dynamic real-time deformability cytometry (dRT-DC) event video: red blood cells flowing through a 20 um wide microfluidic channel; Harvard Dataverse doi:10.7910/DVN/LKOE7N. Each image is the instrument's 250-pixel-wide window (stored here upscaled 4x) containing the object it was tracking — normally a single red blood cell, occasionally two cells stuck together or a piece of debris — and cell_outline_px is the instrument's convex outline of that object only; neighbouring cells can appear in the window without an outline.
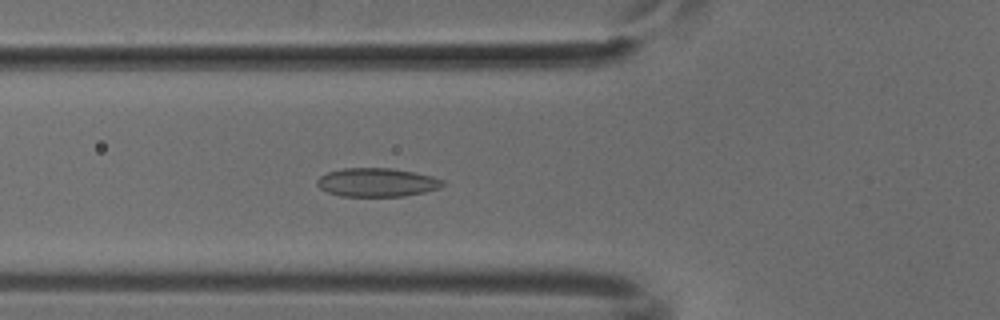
{"species": "common noctule bat (a hibernating species)", "species_latin": "Nyctalus noctula", "temperature_condition": "cold", "stored_images_in_passage": 51, "camera_frame_rate_fps": 3000, "um_per_image_px": 0.085, "animal": {"sex": "male", "body_mass_g": 18.8}, "frame": {"image": 1, "passage_image": 18, "time_ms": 5.667, "image_size_px": [1000, 320], "cell_outline_px": [[444, 184], [440, 188], [424, 192], [404, 196], [340, 196], [328, 192], [320, 188], [316, 184], [316, 180], [320, 176], [328, 172], [344, 168], [392, 168], [432, 176], [444, 180]], "centroid_in_image_um": [32.03, 15.5], "position_along_channel_um": 93.8, "area_um2": 20.92}}
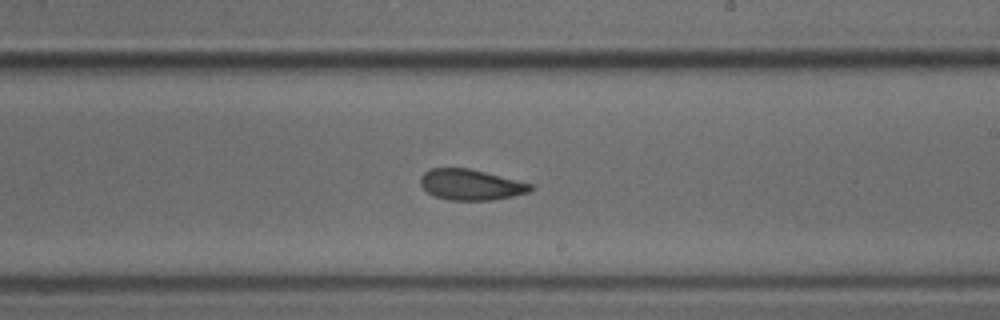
{"frame": {"image": 2, "passage_image": 30, "time_ms": 9.667, "image_size_px": [1000, 320], "cell_outline_px": [[536, 188], [528, 192], [512, 196], [492, 200], [448, 200], [436, 196], [428, 192], [420, 184], [420, 176], [424, 172], [432, 168], [468, 168], [532, 184]], "centroid_in_image_um": [40.01, 15.7], "position_along_channel_um": 249.0, "area_um2": 19.54}}
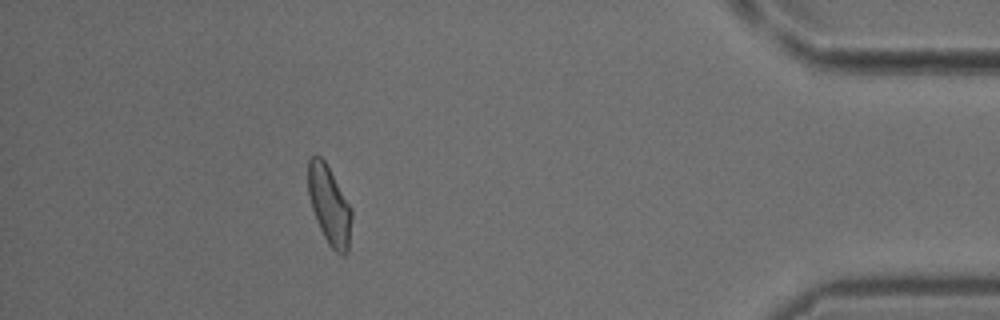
{"frame": {"image": 3, "passage_image": 46, "time_ms": 15.0, "image_size_px": [1000, 320], "cell_outline_px": [[352, 216], [348, 252], [344, 256], [340, 256], [328, 244], [316, 220], [308, 196], [308, 160], [312, 156], [320, 156], [324, 160], [352, 208]], "centroid_in_image_um": [28.0, 17.48], "position_along_channel_um": 407.2, "area_um2": 19.94}}